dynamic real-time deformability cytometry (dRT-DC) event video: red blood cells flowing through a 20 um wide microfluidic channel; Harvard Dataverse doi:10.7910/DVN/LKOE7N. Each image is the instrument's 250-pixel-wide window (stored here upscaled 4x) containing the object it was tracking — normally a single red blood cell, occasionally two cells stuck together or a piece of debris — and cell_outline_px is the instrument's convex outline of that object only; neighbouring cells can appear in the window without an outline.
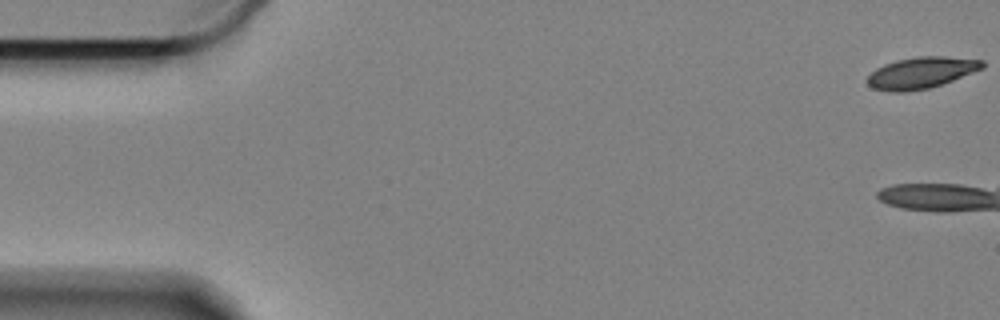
{"species": "Egyptian fruit bat (a non-hibernating species)", "species_latin": "Rousettus aegyptiacus", "temperature_condition": "cold", "stored_images_in_passage": 17, "camera_frame_rate_fps": 3000, "um_per_image_px": 0.085, "animal": {"sex": "female"}, "frame": {"image": 1, "passage_image": 1, "time_ms": 0.0, "image_size_px": [1000, 320], "cell_outline_px": [[984, 68], [952, 80], [928, 88], [908, 92], [888, 92], [872, 88], [868, 84], [868, 76], [876, 68], [884, 64], [896, 60], [920, 56], [944, 56], [984, 60]], "centroid_in_image_um": [78.29, 6.18], "position_along_channel_um": 6.7, "area_um2": 20.98}}